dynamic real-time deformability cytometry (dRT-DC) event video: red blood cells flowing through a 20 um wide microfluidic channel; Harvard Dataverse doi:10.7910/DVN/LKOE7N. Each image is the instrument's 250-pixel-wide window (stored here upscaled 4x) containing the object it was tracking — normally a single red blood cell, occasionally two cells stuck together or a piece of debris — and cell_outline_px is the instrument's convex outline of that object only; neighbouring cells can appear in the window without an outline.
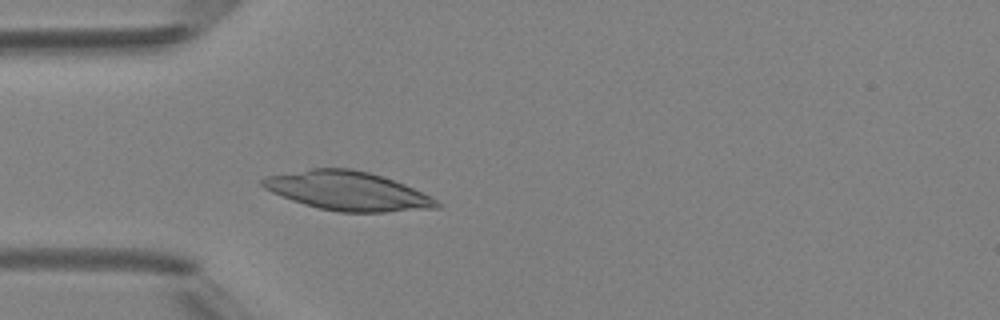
{"species": "Egyptian fruit bat (a non-hibernating species)", "species_latin": "Rousettus aegyptiacus", "temperature_condition": "room temperature", "stored_images_in_passage": 4, "camera_frame_rate_fps": 3000, "um_per_image_px": 0.085, "animal": {"sex": "female"}, "frame": {"image": 1, "passage_image": 4, "time_ms": 3.333, "image_size_px": [1000, 320], "cell_outline_px": [[444, 204], [440, 208], [384, 212], [340, 212], [320, 208], [304, 204], [292, 200], [272, 192], [264, 188], [260, 184], [260, 180], [264, 176], [312, 168], [352, 168], [368, 172], [404, 184]], "centroid_in_image_um": [29.52, 16.23], "position_along_channel_um": 55.5, "area_um2": 39.3}}